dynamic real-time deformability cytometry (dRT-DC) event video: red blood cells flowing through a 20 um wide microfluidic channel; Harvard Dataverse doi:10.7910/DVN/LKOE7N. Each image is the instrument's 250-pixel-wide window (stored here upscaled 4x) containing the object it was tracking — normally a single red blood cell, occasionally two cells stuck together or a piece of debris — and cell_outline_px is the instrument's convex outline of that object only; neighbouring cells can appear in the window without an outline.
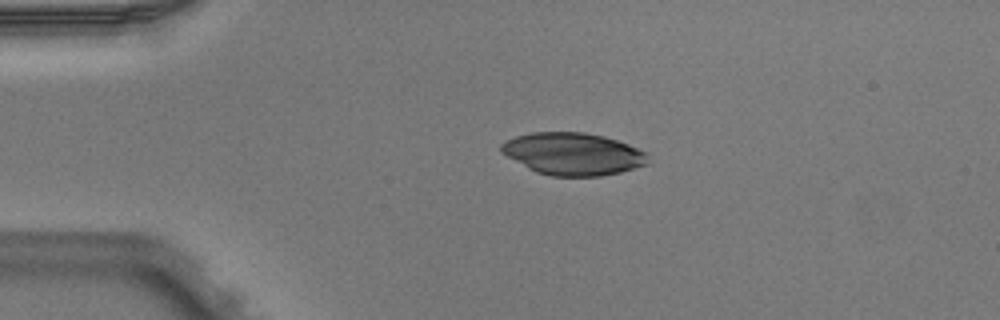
{"species": "Egyptian fruit bat (a non-hibernating species)", "species_latin": "Rousettus aegyptiacus", "temperature_condition": "warm", "stored_images_in_passage": 3, "camera_frame_rate_fps": 3000, "um_per_image_px": 0.085, "animal": {"sex": "male"}, "frame": {"image": 1, "passage_image": 2, "time_ms": 0.333, "image_size_px": [1000, 320], "cell_outline_px": [[648, 164], [620, 172], [600, 176], [552, 176], [536, 172], [528, 168], [500, 152], [500, 144], [504, 140], [516, 136], [532, 132], [584, 132], [604, 136], [628, 144], [648, 152]], "centroid_in_image_um": [48.7, 13.07], "position_along_channel_um": 36.3, "area_um2": 36.3}}